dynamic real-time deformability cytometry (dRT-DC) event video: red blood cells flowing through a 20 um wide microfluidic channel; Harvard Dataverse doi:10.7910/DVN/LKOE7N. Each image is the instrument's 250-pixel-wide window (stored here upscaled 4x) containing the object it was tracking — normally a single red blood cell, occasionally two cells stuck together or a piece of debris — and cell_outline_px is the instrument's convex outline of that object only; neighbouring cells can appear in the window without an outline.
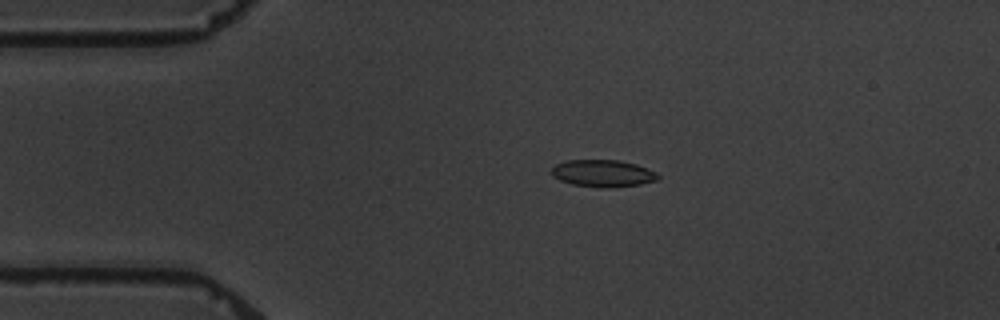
{"species": "common noctule bat (a hibernating species)", "species_latin": "Nyctalus noctula", "temperature_condition": "warm", "stored_images_in_passage": 4, "camera_frame_rate_fps": 3000, "um_per_image_px": 0.085, "animal": {"sex": "male", "body_mass_g": 19.5, "forearm_length_mm": 54.6}, "frame": {"image": 1, "passage_image": 3, "time_ms": 2.333, "image_size_px": [1000, 320], "cell_outline_px": [[660, 176], [656, 180], [640, 184], [612, 188], [600, 188], [572, 184], [560, 180], [552, 176], [552, 168], [556, 164], [568, 160], [620, 160], [636, 164], [656, 172]], "centroid_in_image_um": [51.24, 14.74], "position_along_channel_um": 33.8, "area_um2": 16.82}}